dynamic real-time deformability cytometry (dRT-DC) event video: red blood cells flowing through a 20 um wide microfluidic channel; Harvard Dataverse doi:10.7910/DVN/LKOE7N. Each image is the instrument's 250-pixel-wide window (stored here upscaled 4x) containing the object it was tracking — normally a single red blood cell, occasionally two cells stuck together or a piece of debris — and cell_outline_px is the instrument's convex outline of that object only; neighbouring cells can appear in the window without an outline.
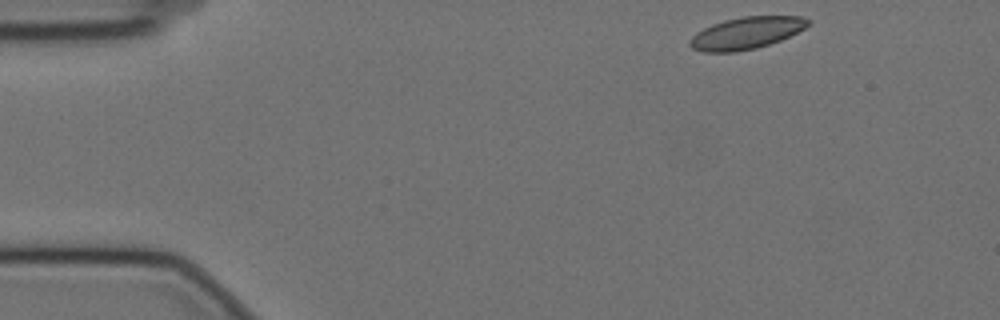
{"species": "Egyptian fruit bat (a non-hibernating species)", "species_latin": "Rousettus aegyptiacus", "temperature_condition": "cold", "stored_images_in_passage": 8, "camera_frame_rate_fps": 3000, "um_per_image_px": 0.085, "animal": {"sex": "female"}, "frame": {"image": 1, "passage_image": 1, "time_ms": 0.0, "image_size_px": [1000, 320], "cell_outline_px": [[812, 20], [804, 28], [780, 40], [756, 48], [736, 52], [704, 52], [692, 48], [688, 44], [688, 40], [696, 32], [712, 24], [724, 20], [744, 16], [800, 16]], "centroid_in_image_um": [63.39, 2.81], "position_along_channel_um": 21.6, "area_um2": 21.96}}